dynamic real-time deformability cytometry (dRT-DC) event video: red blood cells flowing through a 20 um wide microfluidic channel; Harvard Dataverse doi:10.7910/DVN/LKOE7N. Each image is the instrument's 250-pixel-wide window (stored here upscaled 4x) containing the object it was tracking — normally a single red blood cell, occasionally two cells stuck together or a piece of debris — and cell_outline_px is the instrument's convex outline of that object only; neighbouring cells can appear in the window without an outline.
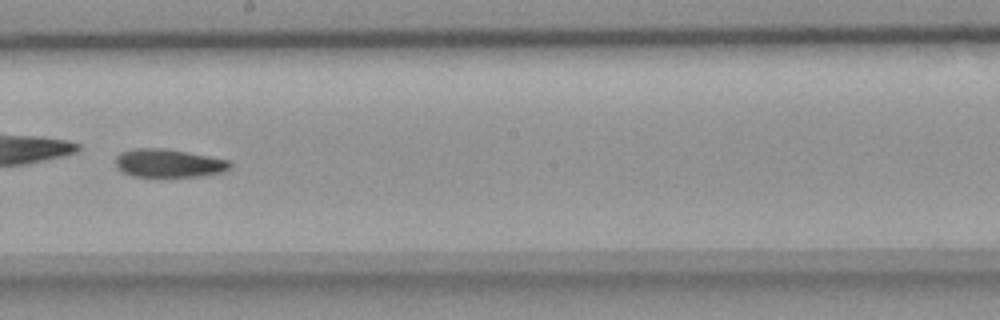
{"species": "common noctule bat (a hibernating species)", "species_latin": "Nyctalus noctula", "temperature_condition": "room temperature", "stored_images_in_passage": 38, "camera_frame_rate_fps": 3000, "um_per_image_px": 0.085, "animal": {"sex": "female", "body_mass_g": 18.4}, "frame": {"image": 1, "passage_image": 27, "time_ms": 8.667, "image_size_px": [1000, 320], "cell_outline_px": [[232, 164], [228, 168], [220, 172], [200, 176], [132, 176], [116, 168], [116, 156], [120, 152], [136, 148], [164, 148], [188, 152], [232, 160]], "centroid_in_image_um": [14.33, 13.85], "position_along_channel_um": 233.9, "area_um2": 18.79}}
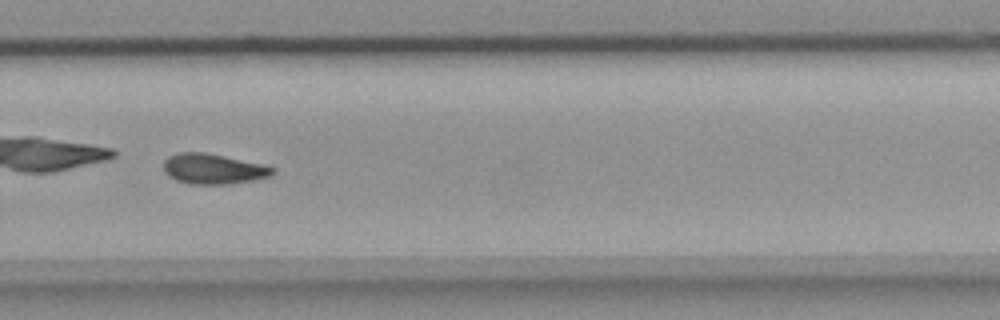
{"frame": {"image": 2, "passage_image": 33, "time_ms": 10.667, "image_size_px": [1000, 320], "cell_outline_px": [[276, 172], [268, 176], [252, 180], [228, 184], [188, 184], [176, 180], [168, 176], [164, 172], [164, 160], [168, 156], [176, 152], [204, 152], [268, 164], [276, 168]], "centroid_in_image_um": [18.14, 14.34], "position_along_channel_um": 311.7, "area_um2": 19.59}, "authors_computed_cell_mechanics": {"area_um2": 19.074, "velocity_mm_per_s": 3.8899, "shape_relaxation_time_tau1_ms": 0.9608, "shape_relaxation_time_tau2_ms": null, "deformation_change_tau1": 0.2401, "deformation_change_tau2": null}}